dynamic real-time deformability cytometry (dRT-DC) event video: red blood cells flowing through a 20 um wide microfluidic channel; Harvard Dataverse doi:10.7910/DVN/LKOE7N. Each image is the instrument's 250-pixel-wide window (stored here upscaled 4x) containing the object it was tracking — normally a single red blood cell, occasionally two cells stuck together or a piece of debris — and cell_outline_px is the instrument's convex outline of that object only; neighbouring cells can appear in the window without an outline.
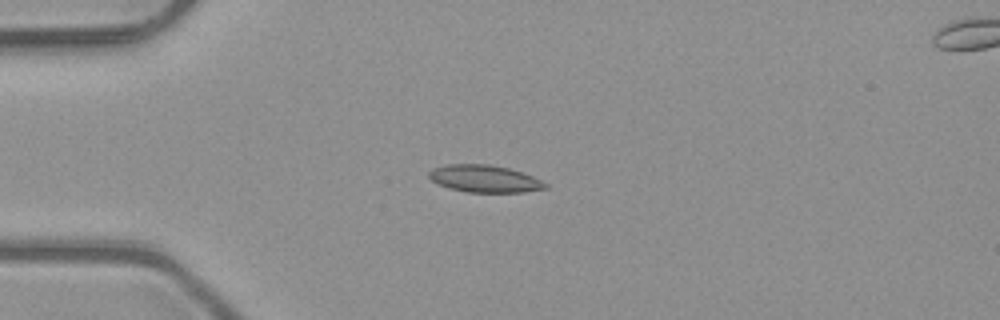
{"species": "common noctule bat (a hibernating species)", "species_latin": "Nyctalus noctula", "temperature_condition": "room temperature", "stored_images_in_passage": 7, "camera_frame_rate_fps": 3000, "um_per_image_px": 0.085, "animal": {"sex": "male", "body_mass_g": 23.1, "forearm_length_mm": 52.7}, "frame": {"image": 1, "passage_image": 4, "time_ms": 1.0, "image_size_px": [1000, 320], "cell_outline_px": [[548, 188], [524, 192], [468, 192], [436, 184], [428, 176], [428, 172], [432, 168], [448, 164], [488, 164], [508, 168], [532, 176], [548, 184]], "centroid_in_image_um": [41.17, 15.19], "position_along_channel_um": 43.8, "area_um2": 18.38}}
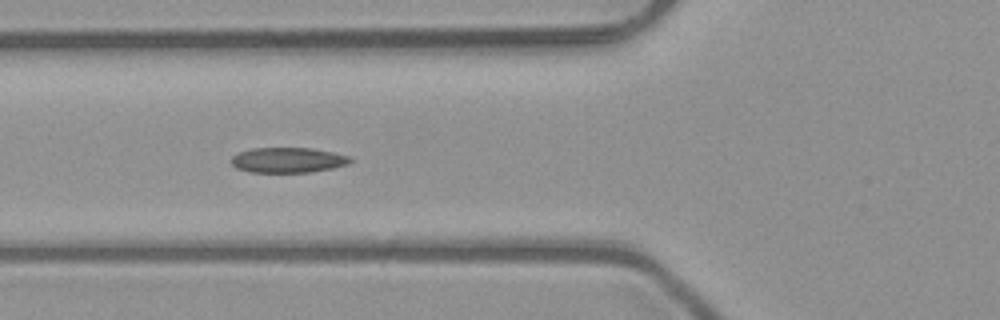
{"frame": {"image": 2, "passage_image": 6, "time_ms": 1.667, "image_size_px": [1000, 320], "cell_outline_px": [[352, 160], [348, 164], [332, 168], [312, 172], [248, 172], [236, 168], [228, 160], [232, 156], [240, 152], [252, 148], [312, 148], [352, 156]], "centroid_in_image_um": [24.46, 13.61], "position_along_channel_um": 101.3, "area_um2": 17.63}}
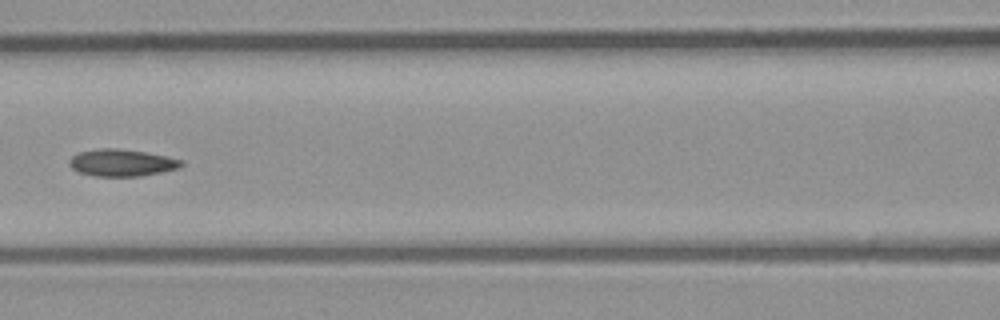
{"frame": {"image": 3, "passage_image": 7, "time_ms": 2.0, "image_size_px": [1000, 320], "cell_outline_px": [[184, 164], [180, 168], [140, 176], [96, 176], [80, 172], [72, 168], [68, 164], [68, 160], [72, 156], [80, 152], [100, 148], [116, 148], [144, 152], [168, 156], [184, 160]], "centroid_in_image_um": [10.37, 13.83], "position_along_channel_um": 156.2, "area_um2": 17.63}}